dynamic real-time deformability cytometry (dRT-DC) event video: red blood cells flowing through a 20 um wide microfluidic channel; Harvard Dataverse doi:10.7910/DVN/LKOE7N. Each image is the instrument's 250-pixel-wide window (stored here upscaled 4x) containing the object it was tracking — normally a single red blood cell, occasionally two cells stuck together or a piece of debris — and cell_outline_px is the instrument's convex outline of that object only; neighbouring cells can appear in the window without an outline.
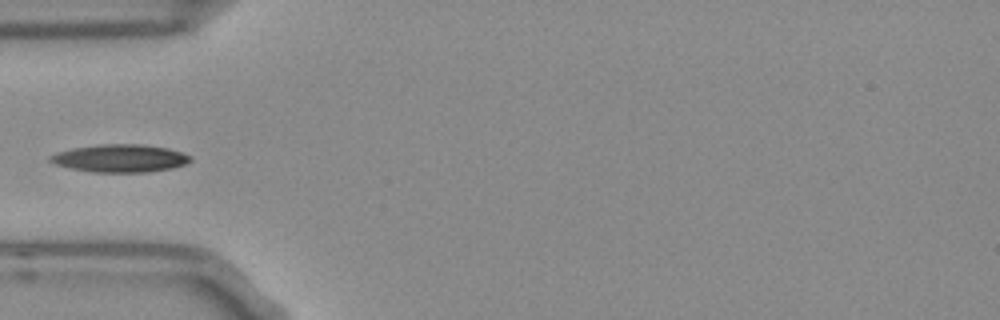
{"species": "Egyptian fruit bat (a non-hibernating species)", "species_latin": "Rousettus aegyptiacus", "temperature_condition": "room temperature", "stored_images_in_passage": 38, "camera_frame_rate_fps": 3000, "um_per_image_px": 0.085, "frame": {"image": 1, "passage_image": 1, "time_ms": 0.0, "image_size_px": [1000, 320], "cell_outline_px": [[192, 160], [184, 164], [172, 168], [148, 172], [92, 172], [72, 168], [56, 164], [48, 160], [48, 156], [56, 152], [72, 148], [100, 144], [140, 144], [168, 148], [192, 156]], "centroid_in_image_um": [10.19, 13.45], "position_along_channel_um": 74.8, "area_um2": 22.66}}
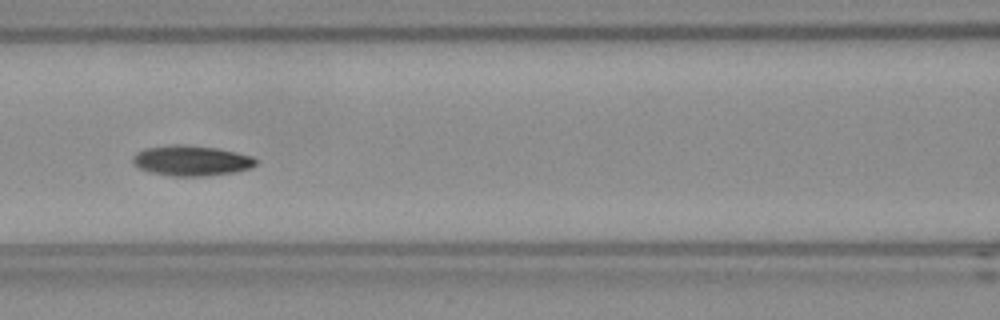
{"frame": {"image": 2, "passage_image": 7, "time_ms": 2.0, "image_size_px": [1000, 320], "cell_outline_px": [[256, 164], [252, 168], [236, 172], [204, 176], [172, 176], [148, 172], [140, 168], [132, 160], [132, 156], [136, 152], [144, 148], [176, 144], [180, 144], [216, 148], [236, 152], [252, 156], [256, 160]], "centroid_in_image_um": [16.26, 13.66], "position_along_channel_um": 150.3, "area_um2": 21.79}}
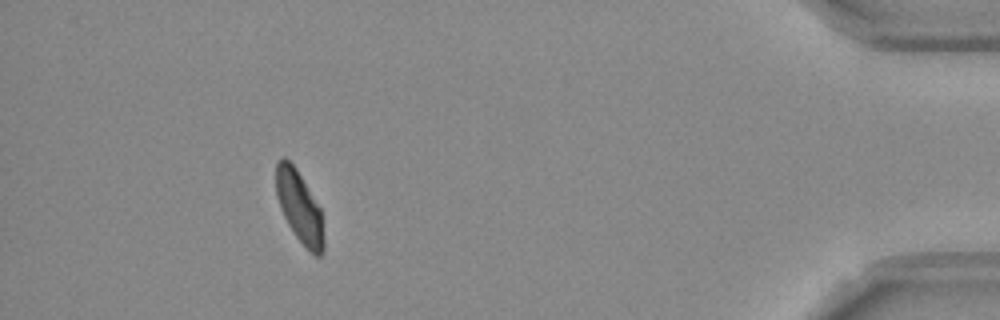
{"frame": {"image": 3, "passage_image": 33, "time_ms": 10.667, "image_size_px": [1000, 320], "cell_outline_px": [[324, 252], [320, 256], [316, 256], [296, 236], [288, 224], [280, 208], [276, 196], [276, 164], [284, 156], [296, 168], [320, 208], [324, 236]], "centroid_in_image_um": [25.45, 17.59], "position_along_channel_um": 409.8, "area_um2": 19.59}}